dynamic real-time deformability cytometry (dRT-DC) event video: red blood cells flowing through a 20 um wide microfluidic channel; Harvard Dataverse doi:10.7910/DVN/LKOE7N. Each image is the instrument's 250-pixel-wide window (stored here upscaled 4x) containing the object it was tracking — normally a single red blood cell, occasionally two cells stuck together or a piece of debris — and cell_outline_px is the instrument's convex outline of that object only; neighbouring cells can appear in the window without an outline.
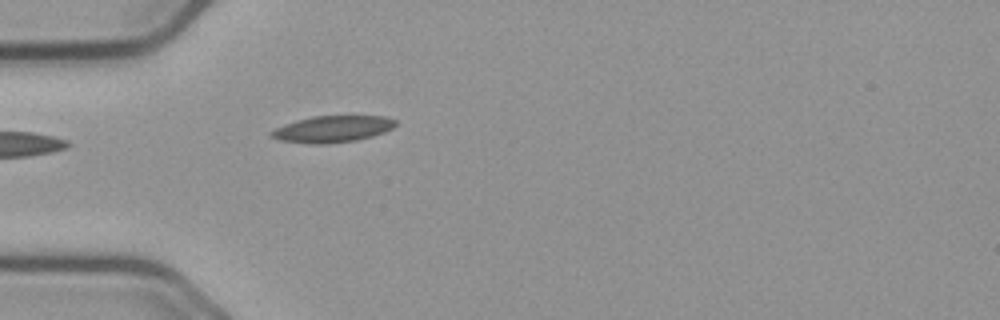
{"species": "common noctule bat (a hibernating species)", "species_latin": "Nyctalus noctula", "temperature_condition": "cold", "stored_images_in_passage": 11, "camera_frame_rate_fps": 3000, "um_per_image_px": 0.085, "animal": {"sex": "male", "body_mass_g": 23.1, "forearm_length_mm": 52.7}, "frame": {"image": 1, "passage_image": 1, "time_ms": 0.0, "image_size_px": [1000, 320], "cell_outline_px": [[396, 124], [392, 128], [384, 132], [372, 136], [356, 140], [324, 144], [320, 144], [280, 140], [272, 136], [268, 132], [284, 124], [296, 120], [312, 116], [384, 116], [396, 120]], "centroid_in_image_um": [28.27, 10.95], "position_along_channel_um": 56.7, "area_um2": 19.02}}
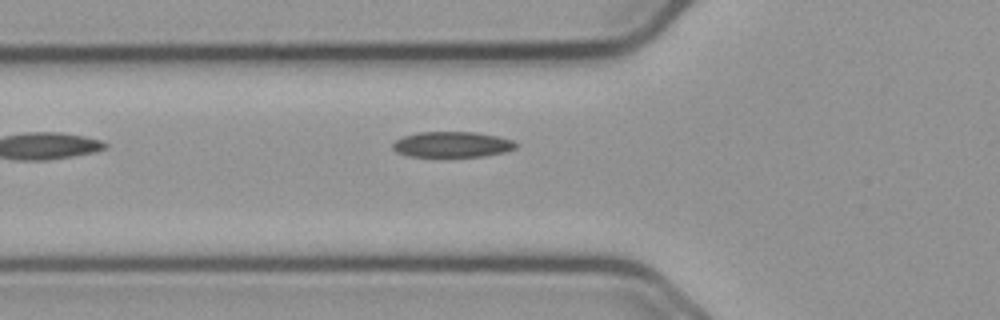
{"frame": {"image": 2, "passage_image": 4, "time_ms": 1.0, "image_size_px": [1000, 320], "cell_outline_px": [[516, 148], [504, 152], [484, 156], [412, 156], [396, 152], [392, 148], [392, 144], [396, 140], [404, 136], [420, 132], [476, 132], [496, 136], [512, 140], [516, 144]], "centroid_in_image_um": [38.42, 12.27], "position_along_channel_um": 87.4, "area_um2": 18.15}}
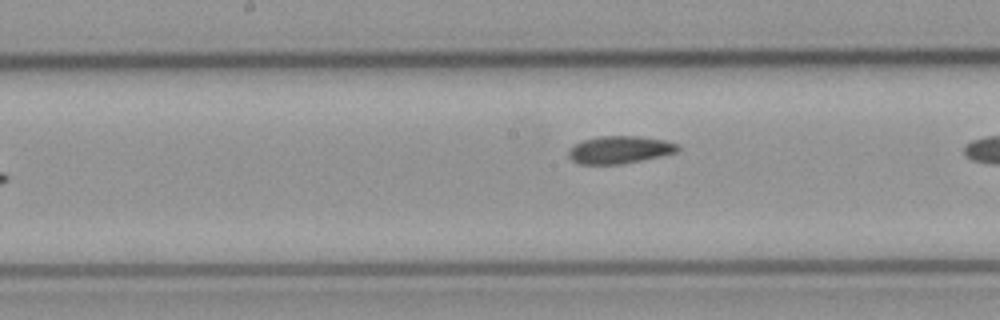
{"frame": {"image": 3, "passage_image": 10, "time_ms": 3.0, "image_size_px": [1000, 320], "cell_outline_px": [[680, 148], [676, 152], [660, 156], [620, 164], [580, 164], [572, 160], [568, 156], [568, 152], [572, 144], [584, 140], [600, 136], [640, 136], [664, 140], [676, 144]], "centroid_in_image_um": [52.63, 12.72], "position_along_channel_um": 195.6, "area_um2": 17.4}}